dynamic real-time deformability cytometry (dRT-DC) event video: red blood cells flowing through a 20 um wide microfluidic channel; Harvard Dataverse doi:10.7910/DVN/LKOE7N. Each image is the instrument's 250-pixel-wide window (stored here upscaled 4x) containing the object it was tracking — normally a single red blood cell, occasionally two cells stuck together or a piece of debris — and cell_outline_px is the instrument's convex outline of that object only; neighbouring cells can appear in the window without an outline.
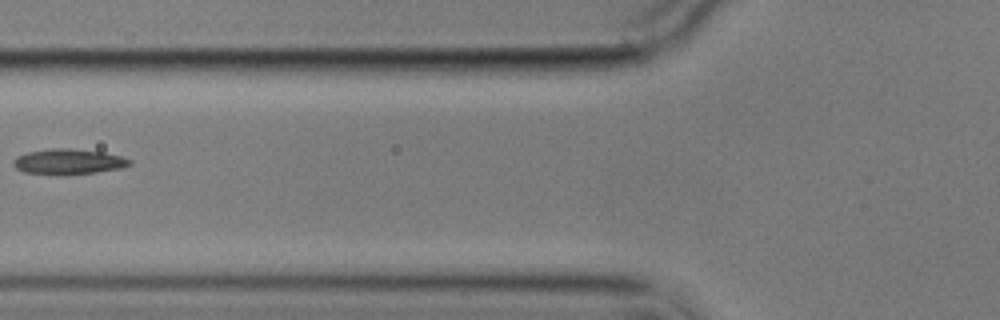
{"species": "common noctule bat (a hibernating species)", "species_latin": "Nyctalus noctula", "temperature_condition": "cold", "stored_images_in_passage": 6, "segment_of_instrument_passage": [2, 2], "camera_frame_rate_fps": 3000, "um_per_image_px": 0.085, "animal": {"sex": "male", "body_mass_g": 17.9}, "frame": {"image": 1, "passage_image": 6, "time_ms": 6.667, "image_size_px": [1000, 320], "cell_outline_px": [[132, 164], [120, 168], [96, 172], [24, 172], [16, 168], [12, 164], [12, 160], [16, 156], [28, 152], [52, 148], [68, 148], [104, 152], [120, 156], [132, 160]], "centroid_in_image_um": [5.83, 13.69], "position_along_channel_um": 120.0, "area_um2": 16.42}}